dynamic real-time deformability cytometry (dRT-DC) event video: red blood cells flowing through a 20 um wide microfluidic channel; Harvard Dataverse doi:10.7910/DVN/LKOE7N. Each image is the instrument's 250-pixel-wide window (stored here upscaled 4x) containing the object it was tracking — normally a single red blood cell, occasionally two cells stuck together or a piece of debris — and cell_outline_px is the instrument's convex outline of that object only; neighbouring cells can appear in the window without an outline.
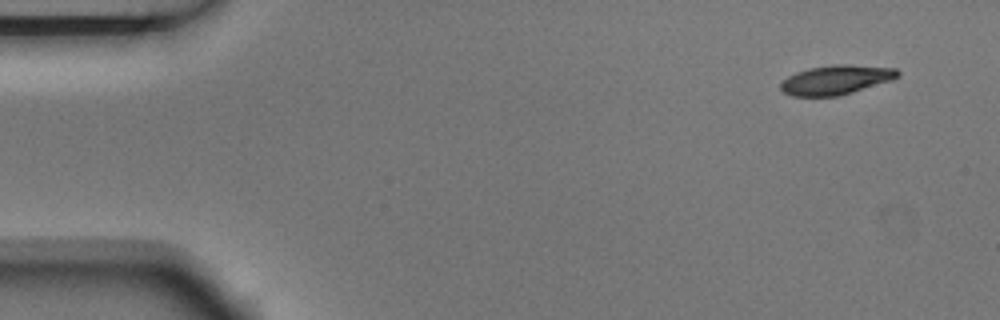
{"species": "Egyptian fruit bat (a non-hibernating species)", "species_latin": "Rousettus aegyptiacus", "temperature_condition": "room temperature", "stored_images_in_passage": 6, "camera_frame_rate_fps": 3000, "um_per_image_px": 0.085, "animal": {"sex": "male"}, "frame": {"image": 1, "passage_image": 1, "time_ms": 0.0, "image_size_px": [1000, 320], "cell_outline_px": [[900, 76], [892, 80], [852, 92], [836, 96], [792, 96], [784, 92], [780, 88], [780, 84], [788, 76], [796, 72], [812, 68], [836, 64], [848, 64], [896, 68], [900, 72]], "centroid_in_image_um": [71.09, 6.78], "position_along_channel_um": 13.9, "area_um2": 19.88}}
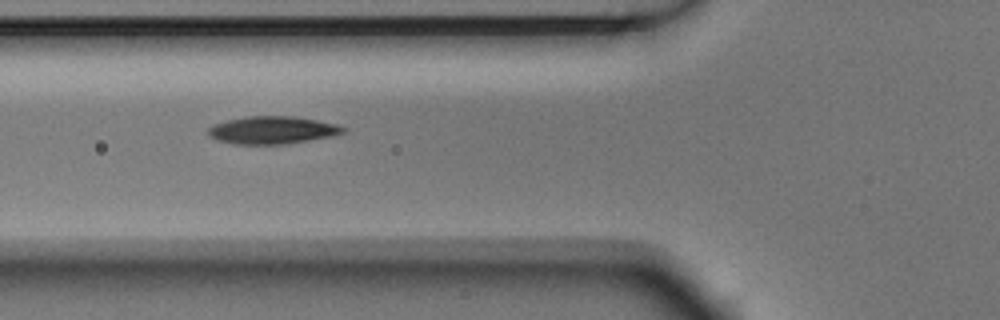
{"frame": {"image": 2, "passage_image": 5, "time_ms": 1.333, "image_size_px": [1000, 320], "cell_outline_px": [[348, 128], [344, 132], [332, 136], [288, 144], [232, 144], [216, 140], [208, 136], [208, 128], [216, 124], [228, 120], [248, 116], [292, 116], [340, 124]], "centroid_in_image_um": [23.18, 11.06], "position_along_channel_um": 102.6, "area_um2": 21.85}}
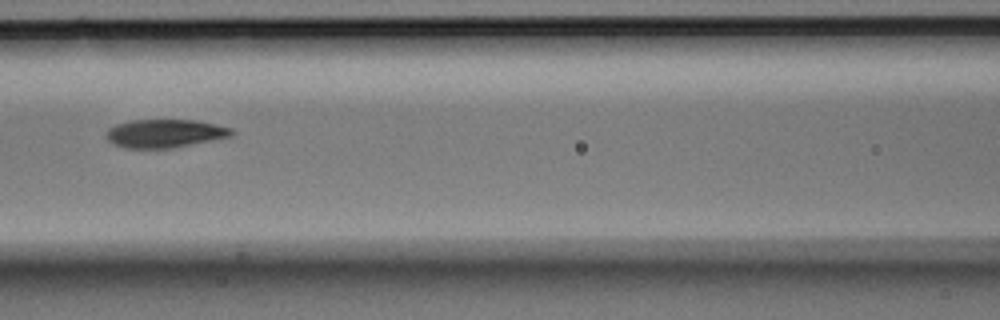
{"frame": {"image": 3, "passage_image": 6, "time_ms": 1.667, "image_size_px": [1000, 320], "cell_outline_px": [[236, 132], [232, 136], [172, 148], [124, 148], [112, 144], [108, 140], [104, 132], [108, 128], [116, 124], [132, 120], [196, 120], [232, 128]], "centroid_in_image_um": [13.99, 11.34], "position_along_channel_um": 152.6, "area_um2": 20.81}}